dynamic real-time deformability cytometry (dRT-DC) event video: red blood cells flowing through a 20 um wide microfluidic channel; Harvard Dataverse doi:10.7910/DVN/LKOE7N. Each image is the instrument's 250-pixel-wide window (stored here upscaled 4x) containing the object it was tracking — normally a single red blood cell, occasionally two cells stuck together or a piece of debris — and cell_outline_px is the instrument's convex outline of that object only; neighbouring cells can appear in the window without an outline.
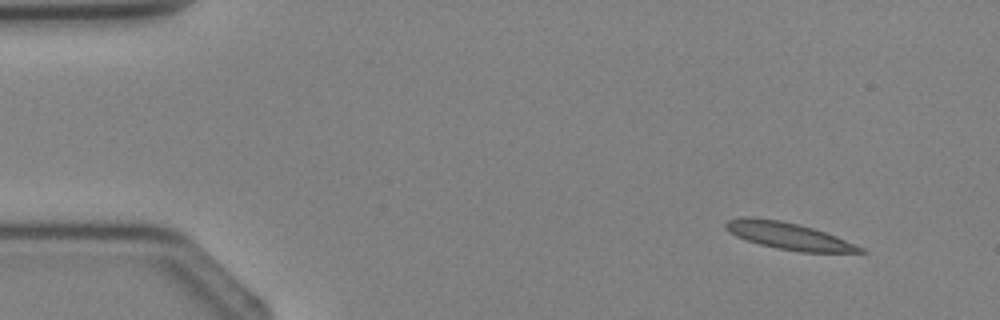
{"species": "Egyptian fruit bat (a non-hibernating species)", "species_latin": "Rousettus aegyptiacus", "temperature_condition": "cold", "stored_images_in_passage": 3, "camera_frame_rate_fps": 3000, "um_per_image_px": 0.085, "animal": {"sex": "female"}, "frame": {"image": 1, "passage_image": 1, "time_ms": 0.0, "image_size_px": [1000, 320], "cell_outline_px": [[868, 252], [800, 252], [776, 248], [760, 244], [736, 236], [728, 232], [724, 228], [724, 224], [728, 220], [740, 216], [752, 216], [780, 220], [812, 228], [836, 236], [864, 248]], "centroid_in_image_um": [66.96, 20.04], "position_along_channel_um": 18.0, "area_um2": 21.04}}
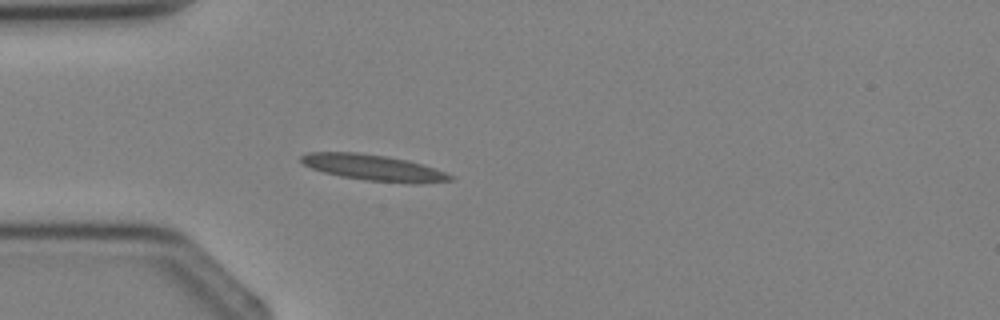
{"frame": {"image": 2, "passage_image": 3, "time_ms": 2.333, "image_size_px": [1000, 320], "cell_outline_px": [[452, 180], [420, 184], [408, 184], [364, 180], [340, 176], [324, 172], [312, 168], [304, 164], [300, 160], [300, 156], [308, 152], [356, 152], [384, 156], [408, 160], [444, 172], [452, 176]], "centroid_in_image_um": [31.73, 14.26], "position_along_channel_um": 53.3, "area_um2": 22.48}}